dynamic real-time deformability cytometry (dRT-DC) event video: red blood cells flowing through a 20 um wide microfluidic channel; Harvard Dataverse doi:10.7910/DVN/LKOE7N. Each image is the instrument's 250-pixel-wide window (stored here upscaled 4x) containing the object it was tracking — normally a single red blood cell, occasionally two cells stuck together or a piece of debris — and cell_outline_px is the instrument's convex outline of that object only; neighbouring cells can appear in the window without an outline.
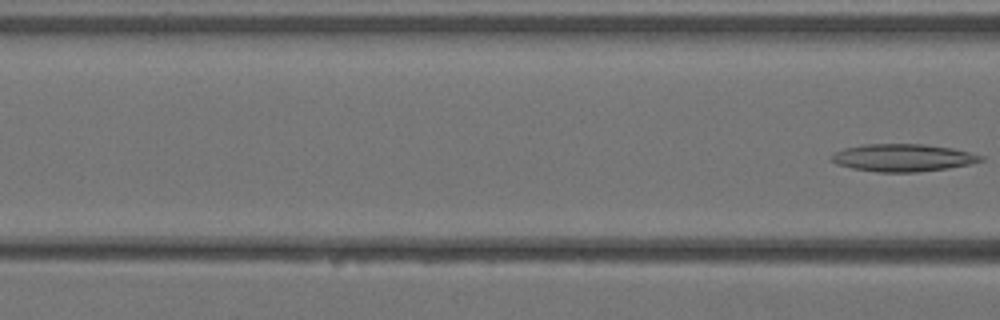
{"species": "Egyptian fruit bat (a non-hibernating species)", "species_latin": "Rousettus aegyptiacus", "temperature_condition": "warm", "stored_images_in_passage": 4, "camera_frame_rate_fps": 3000, "um_per_image_px": 0.085, "animal": {"sex": "female"}, "frame": {"image": 1, "passage_image": 4, "time_ms": 1.0, "image_size_px": [1000, 320], "cell_outline_px": [[984, 160], [968, 164], [948, 168], [916, 172], [876, 172], [852, 168], [836, 164], [832, 160], [832, 156], [836, 152], [844, 148], [864, 144], [924, 144], [952, 148], [984, 156]], "centroid_in_image_um": [76.74, 13.4], "position_along_channel_um": 89.9, "area_um2": 23.76}}